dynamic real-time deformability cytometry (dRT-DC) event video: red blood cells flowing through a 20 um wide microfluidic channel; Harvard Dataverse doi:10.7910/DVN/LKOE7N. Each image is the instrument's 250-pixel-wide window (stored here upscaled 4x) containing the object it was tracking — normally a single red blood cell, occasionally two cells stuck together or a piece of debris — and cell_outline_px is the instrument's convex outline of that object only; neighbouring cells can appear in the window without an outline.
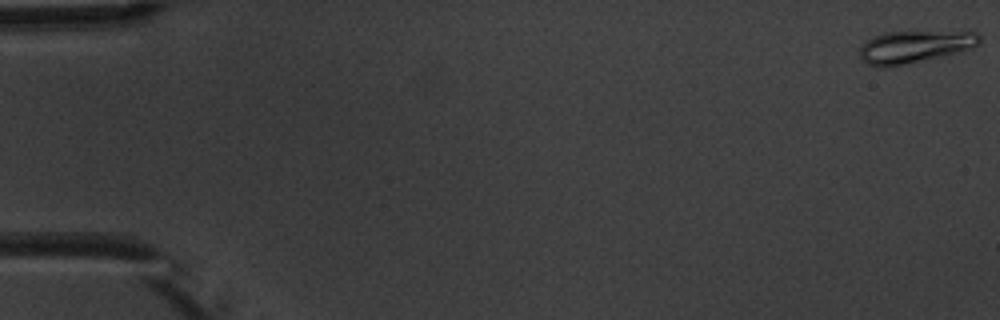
{"species": "common noctule bat (a hibernating species)", "species_latin": "Nyctalus noctula", "temperature_condition": "warm", "stored_images_in_passage": 5, "camera_frame_rate_fps": 3000, "um_per_image_px": 0.085, "animal": {"sex": "male", "body_mass_g": 20.1, "forearm_length_mm": 53.5}, "frame": {"image": 1, "passage_image": 1, "time_ms": 0.0, "image_size_px": [1000, 320], "cell_outline_px": [[980, 40], [972, 48], [960, 52], [884, 68], [868, 64], [860, 56], [860, 44], [872, 36], [884, 32], [976, 32], [980, 36]], "centroid_in_image_um": [77.68, 3.96], "position_along_channel_um": 7.3, "area_um2": 22.25}}